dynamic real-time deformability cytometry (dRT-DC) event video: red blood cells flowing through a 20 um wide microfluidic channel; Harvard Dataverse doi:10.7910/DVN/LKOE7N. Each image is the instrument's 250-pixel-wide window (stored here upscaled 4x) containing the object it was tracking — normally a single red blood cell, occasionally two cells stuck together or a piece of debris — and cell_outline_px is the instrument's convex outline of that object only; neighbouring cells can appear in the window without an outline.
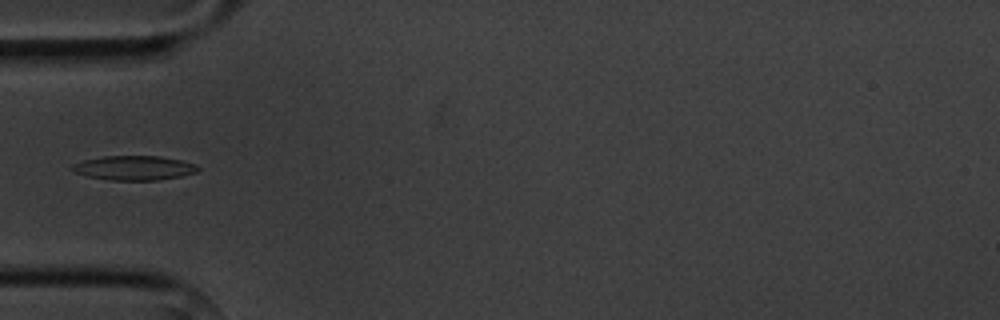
{"species": "common noctule bat (a hibernating species)", "species_latin": "Nyctalus noctula", "temperature_condition": "cold", "stored_images_in_passage": 5, "camera_frame_rate_fps": 3000, "um_per_image_px": 0.085, "animal": {"sex": "male", "body_mass_g": 20.1, "forearm_length_mm": 53.5}, "frame": {"image": 1, "passage_image": 2, "time_ms": 1.333, "image_size_px": [1000, 320], "cell_outline_px": [[200, 168], [196, 172], [180, 176], [160, 180], [108, 180], [88, 176], [76, 172], [72, 168], [72, 164], [84, 160], [104, 156], [160, 156], [180, 160], [196, 164]], "centroid_in_image_um": [11.42, 14.27], "position_along_channel_um": 73.6, "area_um2": 17.74}}
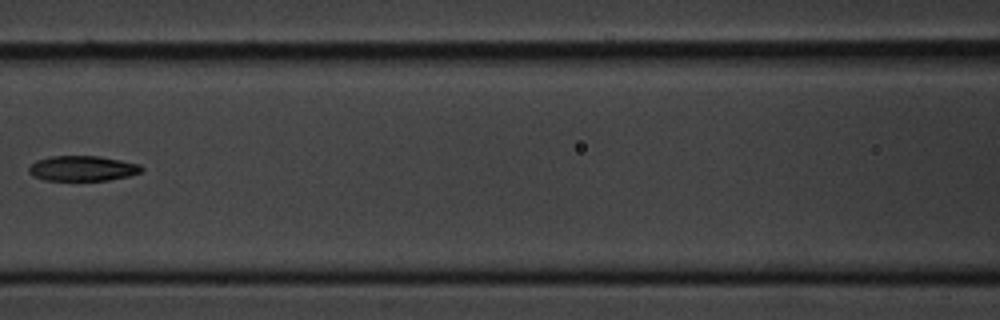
{"frame": {"image": 2, "passage_image": 4, "time_ms": 3.667, "image_size_px": [1000, 320], "cell_outline_px": [[144, 168], [140, 172], [128, 176], [108, 180], [44, 180], [32, 176], [28, 172], [28, 168], [36, 160], [52, 156], [100, 156], [140, 164]], "centroid_in_image_um": [7.0, 14.31], "position_along_channel_um": 159.6, "area_um2": 16.53}}
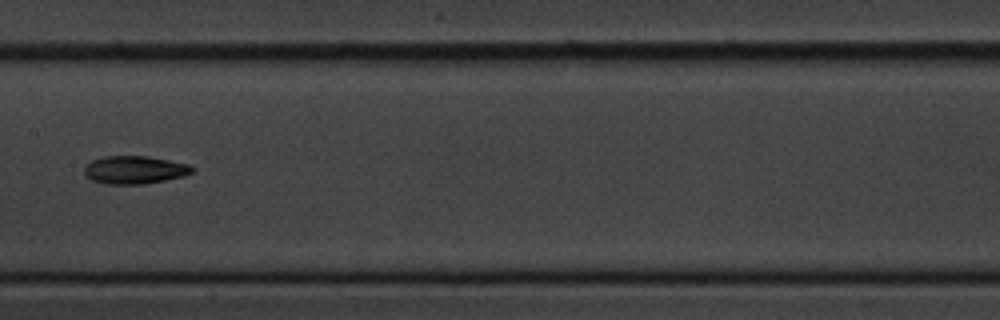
{"frame": {"image": 3, "passage_image": 5, "time_ms": 4.667, "image_size_px": [1000, 320], "cell_outline_px": [[196, 168], [192, 172], [184, 176], [144, 184], [108, 184], [92, 180], [84, 172], [84, 168], [92, 160], [104, 156], [148, 156], [188, 164]], "centroid_in_image_um": [11.47, 14.43], "position_along_channel_um": 195.9, "area_um2": 17.46}}